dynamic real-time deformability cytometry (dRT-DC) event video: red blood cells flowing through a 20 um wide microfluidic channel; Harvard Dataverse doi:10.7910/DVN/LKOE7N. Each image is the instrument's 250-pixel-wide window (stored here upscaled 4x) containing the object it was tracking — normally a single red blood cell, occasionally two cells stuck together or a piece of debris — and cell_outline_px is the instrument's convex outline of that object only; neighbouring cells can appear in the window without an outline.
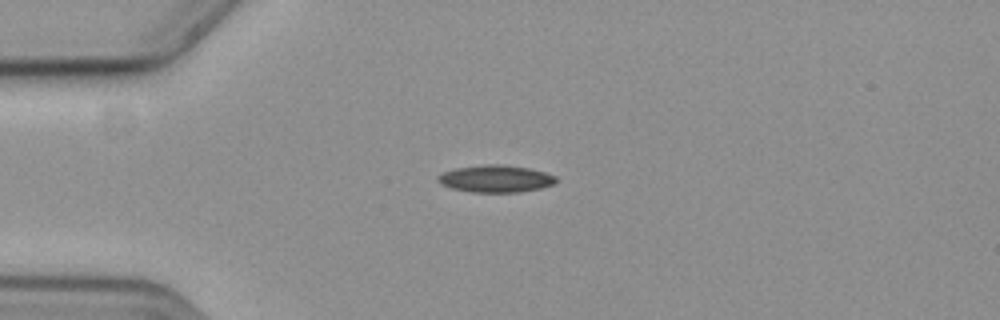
{"species": "common noctule bat (a hibernating species)", "species_latin": "Nyctalus noctula", "temperature_condition": "cold", "stored_images_in_passage": 45, "camera_frame_rate_fps": 3000, "um_per_image_px": 0.085, "animal": {"sex": "female", "body_mass_g": 19.3, "forearm_length_mm": 54.1}, "frame": {"image": 1, "passage_image": 1, "time_ms": 0.0, "image_size_px": [1000, 320], "cell_outline_px": [[556, 180], [552, 184], [540, 188], [520, 192], [472, 192], [452, 188], [440, 184], [436, 180], [436, 176], [444, 172], [456, 168], [484, 164], [504, 164], [528, 168], [544, 172], [556, 176]], "centroid_in_image_um": [42.09, 15.18], "position_along_channel_um": 42.9, "area_um2": 18.67}}
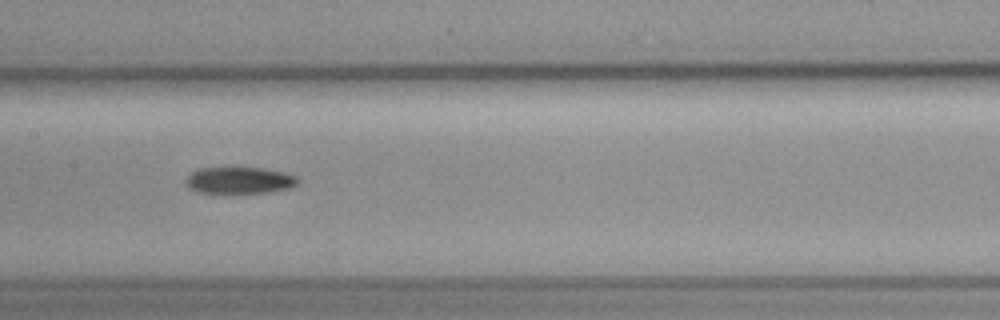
{"frame": {"image": 2, "passage_image": 15, "time_ms": 4.667, "image_size_px": [1000, 320], "cell_outline_px": [[300, 180], [296, 184], [288, 188], [264, 192], [196, 192], [188, 188], [184, 184], [184, 180], [192, 172], [200, 168], [264, 168], [284, 172], [296, 176]], "centroid_in_image_um": [20.31, 15.31], "position_along_channel_um": 187.1, "area_um2": 17.17}}
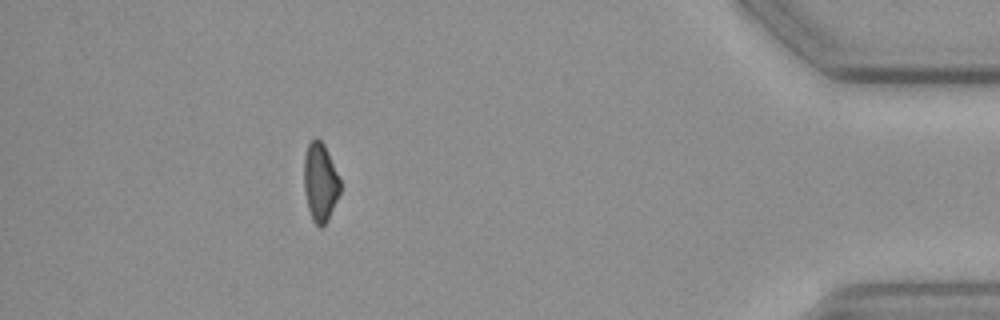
{"frame": {"image": 3, "passage_image": 38, "time_ms": 12.333, "image_size_px": [1000, 320], "cell_outline_px": [[340, 192], [328, 220], [320, 228], [312, 220], [308, 208], [304, 188], [304, 156], [308, 144], [316, 136], [324, 144], [328, 152], [340, 180]], "centroid_in_image_um": [27.21, 15.48], "position_along_channel_um": 408.0, "area_um2": 16.47}, "authors_computed_cell_mechanics": {"area_um2": 17.4556, "velocity_mm_per_s": 3.6103, "shape_relaxation_time_tau1_ms": 5.0264, "shape_relaxation_time_tau2_ms": null, "deformation_change_tau1": 0.1032, "deformation_change_tau2": null}}